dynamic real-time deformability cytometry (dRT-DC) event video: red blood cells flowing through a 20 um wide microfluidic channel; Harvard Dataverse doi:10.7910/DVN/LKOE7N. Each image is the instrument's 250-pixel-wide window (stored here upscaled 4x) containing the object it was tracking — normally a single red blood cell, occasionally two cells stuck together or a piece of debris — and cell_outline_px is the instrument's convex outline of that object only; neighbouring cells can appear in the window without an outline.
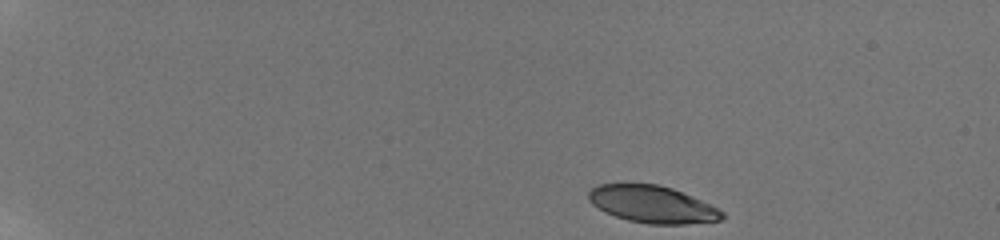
{"species": "human", "species_latin": "Homo sapiens", "temperature_condition": "room temperature", "stored_images_in_passage": 16, "camera_frame_rate_fps": 3000, "um_per_image_px": 0.085, "donor": {"sex": "male"}, "frame": {"image": 1, "passage_image": 1, "time_ms": 0.0, "image_size_px": [1000, 240], "cell_outline_px": [[724, 216], [720, 220], [684, 224], [648, 224], [628, 220], [604, 212], [592, 204], [588, 200], [588, 192], [592, 188], [600, 184], [656, 184], [672, 188], [692, 196], [724, 212]], "centroid_in_image_um": [55.41, 17.37], "position_along_channel_um": 29.6, "area_um2": 28.61}}
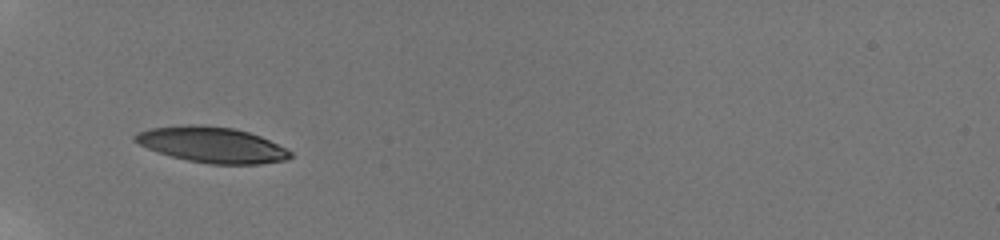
{"frame": {"image": 2, "passage_image": 7, "time_ms": 4.0, "image_size_px": [1000, 240], "cell_outline_px": [[292, 156], [284, 160], [260, 164], [208, 164], [188, 160], [172, 156], [148, 148], [132, 140], [132, 136], [136, 132], [148, 128], [188, 124], [200, 124], [232, 128], [248, 132], [260, 136], [292, 152]], "centroid_in_image_um": [17.97, 12.29], "position_along_channel_um": 67.0, "area_um2": 32.14}}
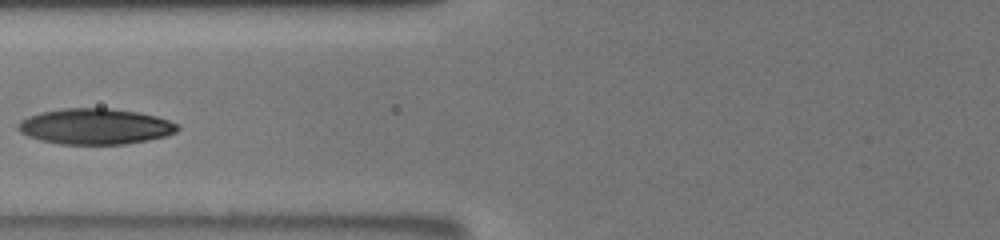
{"frame": {"image": 3, "passage_image": 12, "time_ms": 5.667, "image_size_px": [1000, 240], "cell_outline_px": [[180, 128], [176, 132], [164, 136], [148, 140], [124, 144], [60, 144], [40, 140], [28, 136], [20, 132], [16, 128], [20, 120], [28, 116], [40, 112], [64, 108], [108, 108], [140, 112], [156, 116], [168, 120], [176, 124]], "centroid_in_image_um": [8.07, 10.74], "position_along_channel_um": 117.7, "area_um2": 33.29}}